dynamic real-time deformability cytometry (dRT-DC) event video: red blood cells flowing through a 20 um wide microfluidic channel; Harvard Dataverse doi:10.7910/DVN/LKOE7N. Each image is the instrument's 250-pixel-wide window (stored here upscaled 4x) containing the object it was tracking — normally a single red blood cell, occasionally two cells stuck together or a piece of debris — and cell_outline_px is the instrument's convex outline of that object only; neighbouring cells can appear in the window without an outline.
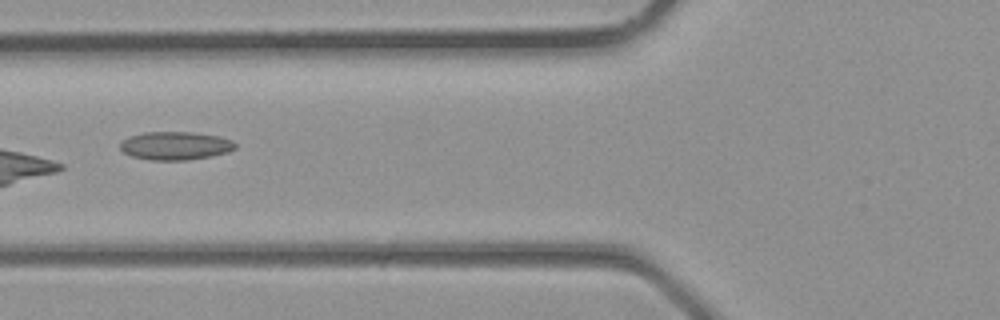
{"species": "common noctule bat (a hibernating species)", "species_latin": "Nyctalus noctula", "temperature_condition": "room temperature", "stored_images_in_passage": 3, "camera_frame_rate_fps": 3000, "um_per_image_px": 0.085, "animal": {"sex": "male", "body_mass_g": 23.1, "forearm_length_mm": 52.7}, "frame": {"image": 1, "passage_image": 3, "time_ms": 0.667, "image_size_px": [1000, 320], "cell_outline_px": [[236, 148], [228, 152], [212, 156], [188, 160], [148, 160], [132, 156], [124, 152], [120, 148], [120, 144], [124, 140], [132, 136], [144, 132], [188, 132], [216, 136], [232, 140], [236, 144]], "centroid_in_image_um": [14.92, 12.4], "position_along_channel_um": 110.9, "area_um2": 18.79}}